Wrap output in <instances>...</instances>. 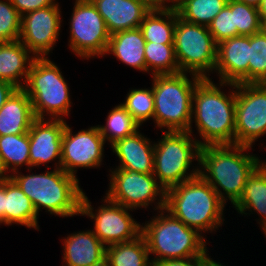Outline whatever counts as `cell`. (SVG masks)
I'll return each mask as SVG.
<instances>
[{
  "mask_svg": "<svg viewBox=\"0 0 266 266\" xmlns=\"http://www.w3.org/2000/svg\"><path fill=\"white\" fill-rule=\"evenodd\" d=\"M216 44L237 36V26L234 20V0H228L227 5L207 26Z\"/></svg>",
  "mask_w": 266,
  "mask_h": 266,
  "instance_id": "cell-34",
  "label": "cell"
},
{
  "mask_svg": "<svg viewBox=\"0 0 266 266\" xmlns=\"http://www.w3.org/2000/svg\"><path fill=\"white\" fill-rule=\"evenodd\" d=\"M31 100L36 119H63L69 116L71 99L68 83L49 57L35 58L22 88Z\"/></svg>",
  "mask_w": 266,
  "mask_h": 266,
  "instance_id": "cell-7",
  "label": "cell"
},
{
  "mask_svg": "<svg viewBox=\"0 0 266 266\" xmlns=\"http://www.w3.org/2000/svg\"><path fill=\"white\" fill-rule=\"evenodd\" d=\"M10 178L32 201L38 216L42 208L59 217L79 216L84 192L77 177L62 168L30 175L16 171Z\"/></svg>",
  "mask_w": 266,
  "mask_h": 266,
  "instance_id": "cell-4",
  "label": "cell"
},
{
  "mask_svg": "<svg viewBox=\"0 0 266 266\" xmlns=\"http://www.w3.org/2000/svg\"><path fill=\"white\" fill-rule=\"evenodd\" d=\"M237 1L242 2V3H246L250 6L255 7V8H258V6L261 3V0H237Z\"/></svg>",
  "mask_w": 266,
  "mask_h": 266,
  "instance_id": "cell-45",
  "label": "cell"
},
{
  "mask_svg": "<svg viewBox=\"0 0 266 266\" xmlns=\"http://www.w3.org/2000/svg\"><path fill=\"white\" fill-rule=\"evenodd\" d=\"M151 8L174 7L176 0H142ZM168 3V4H167Z\"/></svg>",
  "mask_w": 266,
  "mask_h": 266,
  "instance_id": "cell-40",
  "label": "cell"
},
{
  "mask_svg": "<svg viewBox=\"0 0 266 266\" xmlns=\"http://www.w3.org/2000/svg\"><path fill=\"white\" fill-rule=\"evenodd\" d=\"M145 43L139 27L116 32L110 35L106 54H113L122 63L146 72Z\"/></svg>",
  "mask_w": 266,
  "mask_h": 266,
  "instance_id": "cell-23",
  "label": "cell"
},
{
  "mask_svg": "<svg viewBox=\"0 0 266 266\" xmlns=\"http://www.w3.org/2000/svg\"><path fill=\"white\" fill-rule=\"evenodd\" d=\"M208 255L209 254L207 253V251L203 254V262L201 266H226V265H222V263L216 262V260L214 261Z\"/></svg>",
  "mask_w": 266,
  "mask_h": 266,
  "instance_id": "cell-43",
  "label": "cell"
},
{
  "mask_svg": "<svg viewBox=\"0 0 266 266\" xmlns=\"http://www.w3.org/2000/svg\"><path fill=\"white\" fill-rule=\"evenodd\" d=\"M66 126L63 119H35L28 131L29 157L32 168L58 159L55 169L61 168L62 134Z\"/></svg>",
  "mask_w": 266,
  "mask_h": 266,
  "instance_id": "cell-16",
  "label": "cell"
},
{
  "mask_svg": "<svg viewBox=\"0 0 266 266\" xmlns=\"http://www.w3.org/2000/svg\"><path fill=\"white\" fill-rule=\"evenodd\" d=\"M11 3L23 16L28 12L55 5L57 2L56 0H11Z\"/></svg>",
  "mask_w": 266,
  "mask_h": 266,
  "instance_id": "cell-37",
  "label": "cell"
},
{
  "mask_svg": "<svg viewBox=\"0 0 266 266\" xmlns=\"http://www.w3.org/2000/svg\"><path fill=\"white\" fill-rule=\"evenodd\" d=\"M261 230H263L265 237H266V225Z\"/></svg>",
  "mask_w": 266,
  "mask_h": 266,
  "instance_id": "cell-46",
  "label": "cell"
},
{
  "mask_svg": "<svg viewBox=\"0 0 266 266\" xmlns=\"http://www.w3.org/2000/svg\"><path fill=\"white\" fill-rule=\"evenodd\" d=\"M37 219L32 201L11 178L5 180L4 224H19L39 231Z\"/></svg>",
  "mask_w": 266,
  "mask_h": 266,
  "instance_id": "cell-24",
  "label": "cell"
},
{
  "mask_svg": "<svg viewBox=\"0 0 266 266\" xmlns=\"http://www.w3.org/2000/svg\"><path fill=\"white\" fill-rule=\"evenodd\" d=\"M35 119L30 98L17 88L0 109V136L27 133Z\"/></svg>",
  "mask_w": 266,
  "mask_h": 266,
  "instance_id": "cell-21",
  "label": "cell"
},
{
  "mask_svg": "<svg viewBox=\"0 0 266 266\" xmlns=\"http://www.w3.org/2000/svg\"><path fill=\"white\" fill-rule=\"evenodd\" d=\"M266 134V83L236 84L235 144L253 147Z\"/></svg>",
  "mask_w": 266,
  "mask_h": 266,
  "instance_id": "cell-13",
  "label": "cell"
},
{
  "mask_svg": "<svg viewBox=\"0 0 266 266\" xmlns=\"http://www.w3.org/2000/svg\"><path fill=\"white\" fill-rule=\"evenodd\" d=\"M163 132L162 138L154 145L153 175L166 190L199 175V166L192 171L189 168L192 161L199 162L201 146L188 131Z\"/></svg>",
  "mask_w": 266,
  "mask_h": 266,
  "instance_id": "cell-8",
  "label": "cell"
},
{
  "mask_svg": "<svg viewBox=\"0 0 266 266\" xmlns=\"http://www.w3.org/2000/svg\"><path fill=\"white\" fill-rule=\"evenodd\" d=\"M30 54L20 40L0 43V79L23 88L30 66L36 58Z\"/></svg>",
  "mask_w": 266,
  "mask_h": 266,
  "instance_id": "cell-22",
  "label": "cell"
},
{
  "mask_svg": "<svg viewBox=\"0 0 266 266\" xmlns=\"http://www.w3.org/2000/svg\"><path fill=\"white\" fill-rule=\"evenodd\" d=\"M6 173H8V171L6 170L3 161L0 157V182L10 179V176Z\"/></svg>",
  "mask_w": 266,
  "mask_h": 266,
  "instance_id": "cell-44",
  "label": "cell"
},
{
  "mask_svg": "<svg viewBox=\"0 0 266 266\" xmlns=\"http://www.w3.org/2000/svg\"><path fill=\"white\" fill-rule=\"evenodd\" d=\"M63 240L64 266H105L106 246L92 230L71 233Z\"/></svg>",
  "mask_w": 266,
  "mask_h": 266,
  "instance_id": "cell-20",
  "label": "cell"
},
{
  "mask_svg": "<svg viewBox=\"0 0 266 266\" xmlns=\"http://www.w3.org/2000/svg\"><path fill=\"white\" fill-rule=\"evenodd\" d=\"M178 17L174 7L152 8L139 26L145 41L174 44V29Z\"/></svg>",
  "mask_w": 266,
  "mask_h": 266,
  "instance_id": "cell-26",
  "label": "cell"
},
{
  "mask_svg": "<svg viewBox=\"0 0 266 266\" xmlns=\"http://www.w3.org/2000/svg\"><path fill=\"white\" fill-rule=\"evenodd\" d=\"M58 4L28 12L21 17L19 40L36 58L47 57L58 41L62 27Z\"/></svg>",
  "mask_w": 266,
  "mask_h": 266,
  "instance_id": "cell-15",
  "label": "cell"
},
{
  "mask_svg": "<svg viewBox=\"0 0 266 266\" xmlns=\"http://www.w3.org/2000/svg\"><path fill=\"white\" fill-rule=\"evenodd\" d=\"M266 83V27L250 36L248 84Z\"/></svg>",
  "mask_w": 266,
  "mask_h": 266,
  "instance_id": "cell-32",
  "label": "cell"
},
{
  "mask_svg": "<svg viewBox=\"0 0 266 266\" xmlns=\"http://www.w3.org/2000/svg\"><path fill=\"white\" fill-rule=\"evenodd\" d=\"M174 49L180 72L209 78L208 73L215 71L217 44L207 26L192 24L178 17Z\"/></svg>",
  "mask_w": 266,
  "mask_h": 266,
  "instance_id": "cell-9",
  "label": "cell"
},
{
  "mask_svg": "<svg viewBox=\"0 0 266 266\" xmlns=\"http://www.w3.org/2000/svg\"><path fill=\"white\" fill-rule=\"evenodd\" d=\"M71 17L68 44L71 51L86 60L106 55L110 34L91 0H76Z\"/></svg>",
  "mask_w": 266,
  "mask_h": 266,
  "instance_id": "cell-10",
  "label": "cell"
},
{
  "mask_svg": "<svg viewBox=\"0 0 266 266\" xmlns=\"http://www.w3.org/2000/svg\"><path fill=\"white\" fill-rule=\"evenodd\" d=\"M189 75L186 72L151 75L153 120L163 131L166 128L165 131H188L193 135L192 96L201 77L191 73Z\"/></svg>",
  "mask_w": 266,
  "mask_h": 266,
  "instance_id": "cell-5",
  "label": "cell"
},
{
  "mask_svg": "<svg viewBox=\"0 0 266 266\" xmlns=\"http://www.w3.org/2000/svg\"><path fill=\"white\" fill-rule=\"evenodd\" d=\"M21 17L11 0H0V43L19 40Z\"/></svg>",
  "mask_w": 266,
  "mask_h": 266,
  "instance_id": "cell-36",
  "label": "cell"
},
{
  "mask_svg": "<svg viewBox=\"0 0 266 266\" xmlns=\"http://www.w3.org/2000/svg\"><path fill=\"white\" fill-rule=\"evenodd\" d=\"M258 13L261 24L266 27V0H261L260 5L258 6Z\"/></svg>",
  "mask_w": 266,
  "mask_h": 266,
  "instance_id": "cell-42",
  "label": "cell"
},
{
  "mask_svg": "<svg viewBox=\"0 0 266 266\" xmlns=\"http://www.w3.org/2000/svg\"><path fill=\"white\" fill-rule=\"evenodd\" d=\"M234 20L237 36H251L264 28L260 22L258 8L237 0H234Z\"/></svg>",
  "mask_w": 266,
  "mask_h": 266,
  "instance_id": "cell-35",
  "label": "cell"
},
{
  "mask_svg": "<svg viewBox=\"0 0 266 266\" xmlns=\"http://www.w3.org/2000/svg\"><path fill=\"white\" fill-rule=\"evenodd\" d=\"M29 134L0 136V157L8 172L19 171L18 167L26 165L32 169L29 157Z\"/></svg>",
  "mask_w": 266,
  "mask_h": 266,
  "instance_id": "cell-29",
  "label": "cell"
},
{
  "mask_svg": "<svg viewBox=\"0 0 266 266\" xmlns=\"http://www.w3.org/2000/svg\"><path fill=\"white\" fill-rule=\"evenodd\" d=\"M225 206L200 175L165 190L164 209L201 235L222 226Z\"/></svg>",
  "mask_w": 266,
  "mask_h": 266,
  "instance_id": "cell-3",
  "label": "cell"
},
{
  "mask_svg": "<svg viewBox=\"0 0 266 266\" xmlns=\"http://www.w3.org/2000/svg\"><path fill=\"white\" fill-rule=\"evenodd\" d=\"M240 214H249L252 210L260 215L259 225H266V162L263 161L247 179L243 193L233 205Z\"/></svg>",
  "mask_w": 266,
  "mask_h": 266,
  "instance_id": "cell-25",
  "label": "cell"
},
{
  "mask_svg": "<svg viewBox=\"0 0 266 266\" xmlns=\"http://www.w3.org/2000/svg\"><path fill=\"white\" fill-rule=\"evenodd\" d=\"M146 72L152 75L179 73L174 44L145 43Z\"/></svg>",
  "mask_w": 266,
  "mask_h": 266,
  "instance_id": "cell-31",
  "label": "cell"
},
{
  "mask_svg": "<svg viewBox=\"0 0 266 266\" xmlns=\"http://www.w3.org/2000/svg\"><path fill=\"white\" fill-rule=\"evenodd\" d=\"M213 82L210 77L201 78L192 96L191 121L202 139L197 141L201 147L235 144L236 84L220 81L218 87ZM227 85L232 88L228 94L221 91Z\"/></svg>",
  "mask_w": 266,
  "mask_h": 266,
  "instance_id": "cell-2",
  "label": "cell"
},
{
  "mask_svg": "<svg viewBox=\"0 0 266 266\" xmlns=\"http://www.w3.org/2000/svg\"><path fill=\"white\" fill-rule=\"evenodd\" d=\"M110 35L138 28L152 9L142 0H91Z\"/></svg>",
  "mask_w": 266,
  "mask_h": 266,
  "instance_id": "cell-18",
  "label": "cell"
},
{
  "mask_svg": "<svg viewBox=\"0 0 266 266\" xmlns=\"http://www.w3.org/2000/svg\"><path fill=\"white\" fill-rule=\"evenodd\" d=\"M228 0H176L174 8L182 20L208 26Z\"/></svg>",
  "mask_w": 266,
  "mask_h": 266,
  "instance_id": "cell-28",
  "label": "cell"
},
{
  "mask_svg": "<svg viewBox=\"0 0 266 266\" xmlns=\"http://www.w3.org/2000/svg\"><path fill=\"white\" fill-rule=\"evenodd\" d=\"M121 105L140 125L151 118L153 119L154 96L152 87L150 89H131L125 102Z\"/></svg>",
  "mask_w": 266,
  "mask_h": 266,
  "instance_id": "cell-33",
  "label": "cell"
},
{
  "mask_svg": "<svg viewBox=\"0 0 266 266\" xmlns=\"http://www.w3.org/2000/svg\"><path fill=\"white\" fill-rule=\"evenodd\" d=\"M94 212L90 200L83 193L80 215L94 219L93 233L105 245L128 242L141 235L142 225L137 223L128 212L131 209L110 201L107 197Z\"/></svg>",
  "mask_w": 266,
  "mask_h": 266,
  "instance_id": "cell-12",
  "label": "cell"
},
{
  "mask_svg": "<svg viewBox=\"0 0 266 266\" xmlns=\"http://www.w3.org/2000/svg\"><path fill=\"white\" fill-rule=\"evenodd\" d=\"M251 148L236 144L205 145L200 148L199 175L213 187L225 204L226 200L233 205L239 200L247 179L263 162L256 154L249 153Z\"/></svg>",
  "mask_w": 266,
  "mask_h": 266,
  "instance_id": "cell-1",
  "label": "cell"
},
{
  "mask_svg": "<svg viewBox=\"0 0 266 266\" xmlns=\"http://www.w3.org/2000/svg\"><path fill=\"white\" fill-rule=\"evenodd\" d=\"M16 89L13 84L0 79V109Z\"/></svg>",
  "mask_w": 266,
  "mask_h": 266,
  "instance_id": "cell-39",
  "label": "cell"
},
{
  "mask_svg": "<svg viewBox=\"0 0 266 266\" xmlns=\"http://www.w3.org/2000/svg\"><path fill=\"white\" fill-rule=\"evenodd\" d=\"M5 181L0 182V225L4 224Z\"/></svg>",
  "mask_w": 266,
  "mask_h": 266,
  "instance_id": "cell-41",
  "label": "cell"
},
{
  "mask_svg": "<svg viewBox=\"0 0 266 266\" xmlns=\"http://www.w3.org/2000/svg\"><path fill=\"white\" fill-rule=\"evenodd\" d=\"M111 172L109 190L106 196L110 201L133 211L147 208L154 203V210L165 207V189L153 174L138 173L115 168ZM159 196V197H158ZM155 200L158 202L155 203ZM151 203V204H150Z\"/></svg>",
  "mask_w": 266,
  "mask_h": 266,
  "instance_id": "cell-11",
  "label": "cell"
},
{
  "mask_svg": "<svg viewBox=\"0 0 266 266\" xmlns=\"http://www.w3.org/2000/svg\"><path fill=\"white\" fill-rule=\"evenodd\" d=\"M157 216L142 225L149 255L154 262L167 259H183L202 256L207 250L206 237L196 229L186 226L165 209L157 211ZM166 213V214H165ZM151 253V254H150Z\"/></svg>",
  "mask_w": 266,
  "mask_h": 266,
  "instance_id": "cell-6",
  "label": "cell"
},
{
  "mask_svg": "<svg viewBox=\"0 0 266 266\" xmlns=\"http://www.w3.org/2000/svg\"><path fill=\"white\" fill-rule=\"evenodd\" d=\"M140 126L141 125L121 104L113 107V109L108 112L105 126L97 125L105 142L108 141L111 145L117 140L135 134Z\"/></svg>",
  "mask_w": 266,
  "mask_h": 266,
  "instance_id": "cell-30",
  "label": "cell"
},
{
  "mask_svg": "<svg viewBox=\"0 0 266 266\" xmlns=\"http://www.w3.org/2000/svg\"><path fill=\"white\" fill-rule=\"evenodd\" d=\"M202 262L203 255L183 259H167L154 262L153 266H201Z\"/></svg>",
  "mask_w": 266,
  "mask_h": 266,
  "instance_id": "cell-38",
  "label": "cell"
},
{
  "mask_svg": "<svg viewBox=\"0 0 266 266\" xmlns=\"http://www.w3.org/2000/svg\"><path fill=\"white\" fill-rule=\"evenodd\" d=\"M250 36H236L217 44L215 72L219 81L248 84Z\"/></svg>",
  "mask_w": 266,
  "mask_h": 266,
  "instance_id": "cell-17",
  "label": "cell"
},
{
  "mask_svg": "<svg viewBox=\"0 0 266 266\" xmlns=\"http://www.w3.org/2000/svg\"><path fill=\"white\" fill-rule=\"evenodd\" d=\"M66 122L62 134L61 168L70 175L76 176L77 168H97L102 165L105 140L97 126L72 134Z\"/></svg>",
  "mask_w": 266,
  "mask_h": 266,
  "instance_id": "cell-14",
  "label": "cell"
},
{
  "mask_svg": "<svg viewBox=\"0 0 266 266\" xmlns=\"http://www.w3.org/2000/svg\"><path fill=\"white\" fill-rule=\"evenodd\" d=\"M151 139L138 130L135 134L117 140L111 145L113 153L119 158L116 168L138 173H154V145Z\"/></svg>",
  "mask_w": 266,
  "mask_h": 266,
  "instance_id": "cell-19",
  "label": "cell"
},
{
  "mask_svg": "<svg viewBox=\"0 0 266 266\" xmlns=\"http://www.w3.org/2000/svg\"><path fill=\"white\" fill-rule=\"evenodd\" d=\"M105 266H153L144 236L106 246Z\"/></svg>",
  "mask_w": 266,
  "mask_h": 266,
  "instance_id": "cell-27",
  "label": "cell"
}]
</instances>
